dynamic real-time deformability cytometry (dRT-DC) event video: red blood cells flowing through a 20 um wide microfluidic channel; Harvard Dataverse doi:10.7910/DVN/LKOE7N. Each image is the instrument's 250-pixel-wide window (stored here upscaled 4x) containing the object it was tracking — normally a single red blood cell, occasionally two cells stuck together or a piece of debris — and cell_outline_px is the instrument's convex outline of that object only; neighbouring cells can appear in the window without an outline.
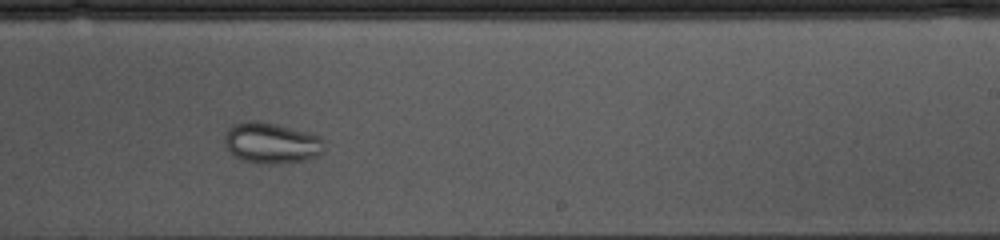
{"species": "common noctule bat (a hibernating species)", "species_latin": "Nyctalus noctula", "temperature_condition": "cold", "stored_images_in_passage": 51, "camera_frame_rate_fps": 3000, "um_per_image_px": 0.085, "animal": {"sex": "female", "body_mass_g": 10.0, "forearm_length_mm": 53.1}, "frame": {"image": 1, "passage_image": 29, "time_ms": 9.333, "image_size_px": [1000, 240], "cell_outline_px": [[324, 152], [316, 156], [304, 160], [276, 164], [256, 164], [232, 156], [224, 144], [224, 136], [228, 128], [232, 124], [244, 120], [256, 120], [276, 124], [320, 136], [324, 140]], "centroid_in_image_um": [23.02, 12.15], "position_along_channel_um": 266.0, "area_um2": 24.1}}
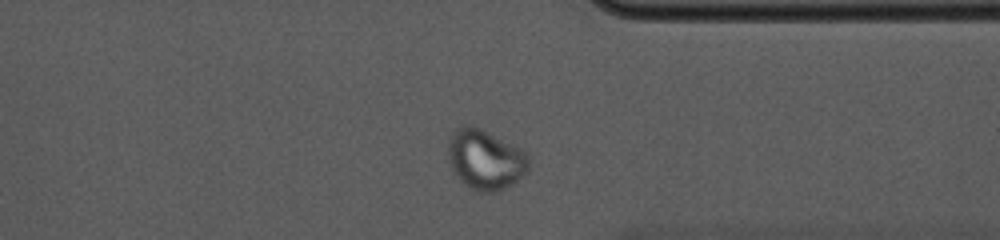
{"frame": {"image": 2, "passage_image": 38, "time_ms": 12.333, "image_size_px": [1000, 240], "cell_outline_px": [[528, 172], [512, 184], [496, 192], [484, 192], [468, 188], [456, 176], [448, 164], [448, 140], [452, 132], [456, 128], [464, 124], [472, 124], [520, 148], [528, 156]], "centroid_in_image_um": [41.21, 13.55], "position_along_channel_um": 370.2, "area_um2": 28.44}}
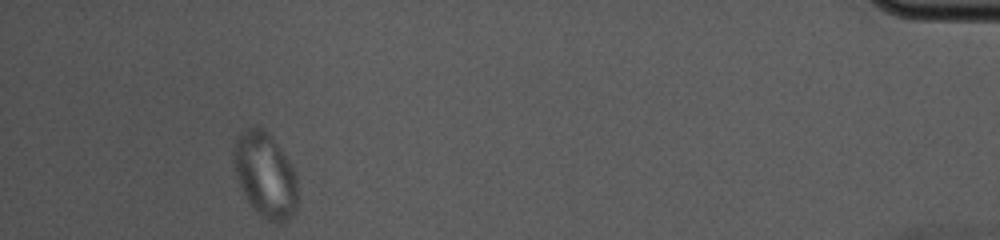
{"frame": {"image": 3, "passage_image": 47, "time_ms": 15.333, "image_size_px": [1000, 240], "cell_outline_px": [[296, 212], [288, 220], [280, 224], [276, 224], [260, 216], [252, 208], [244, 196], [240, 188], [236, 176], [232, 160], [232, 152], [236, 136], [244, 128], [264, 128], [272, 136], [296, 172]], "centroid_in_image_um": [22.51, 14.88], "position_along_channel_um": 412.7, "area_um2": 32.19}, "authors_computed_cell_mechanics": {"area_um2": 27.5706, "velocity_mm_per_s": 3.608, "shape_relaxation_time_tau1_ms": null, "shape_relaxation_time_tau2_ms": 2.4181, "deformation_change_tau1": null, "deformation_change_tau2": 0.033}}